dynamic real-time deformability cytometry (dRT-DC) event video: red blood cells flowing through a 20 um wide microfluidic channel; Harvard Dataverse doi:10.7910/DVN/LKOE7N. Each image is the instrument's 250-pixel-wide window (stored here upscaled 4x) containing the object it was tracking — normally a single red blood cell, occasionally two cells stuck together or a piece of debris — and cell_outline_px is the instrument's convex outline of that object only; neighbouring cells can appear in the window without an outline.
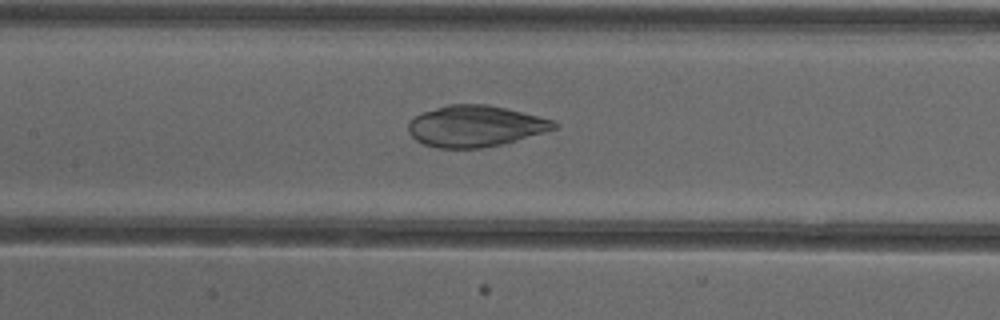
{"species": "common noctule bat (a hibernating species)", "species_latin": "Nyctalus noctula", "temperature_condition": "cold", "stored_images_in_passage": 53, "camera_frame_rate_fps": 3000, "um_per_image_px": 0.085, "animal": {"sex": "female"}, "frame": {"image": 1, "passage_image": 25, "time_ms": 8.0, "image_size_px": [1000, 320], "cell_outline_px": [[560, 124], [556, 128], [544, 132], [516, 140], [500, 144], [480, 148], [436, 148], [424, 144], [416, 140], [408, 132], [408, 120], [420, 112], [448, 104], [488, 104], [552, 120]], "centroid_in_image_um": [40.33, 10.71], "position_along_channel_um": 167.1, "area_um2": 34.91}}
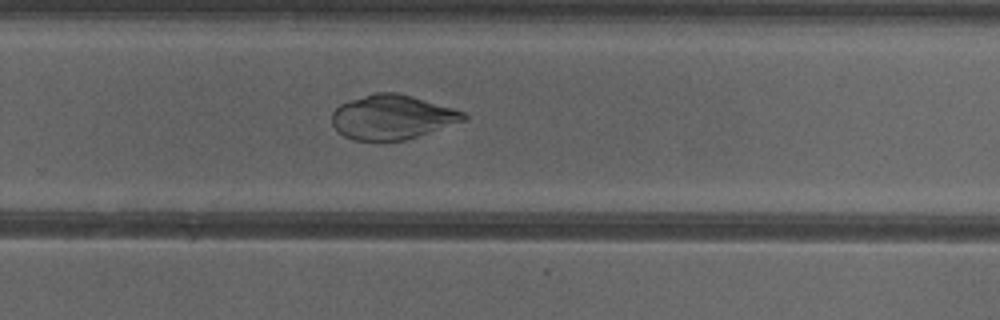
{"frame": {"image": 2, "passage_image": 35, "time_ms": 11.333, "image_size_px": [1000, 320], "cell_outline_px": [[468, 120], [404, 140], [352, 140], [344, 136], [332, 124], [332, 112], [340, 104], [348, 100], [376, 92], [396, 92], [412, 96], [464, 112], [468, 116]], "centroid_in_image_um": [33.32, 9.95], "position_along_channel_um": 296.5, "area_um2": 33.87}}
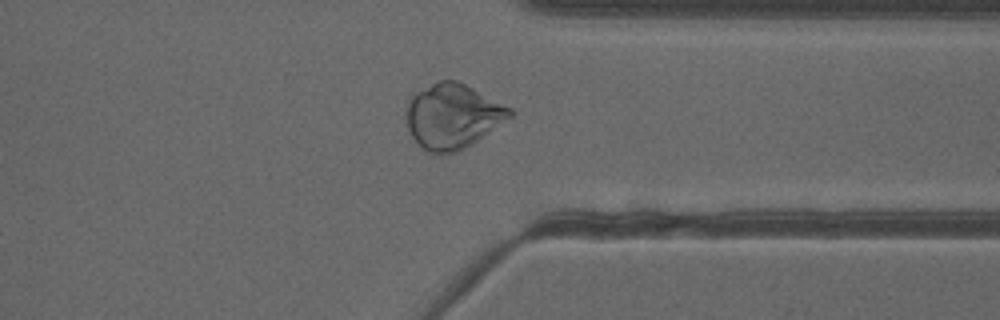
{"frame": {"image": 3, "passage_image": 41, "time_ms": 13.333, "image_size_px": [1000, 320], "cell_outline_px": [[512, 116], [472, 144], [456, 152], [428, 152], [408, 132], [404, 112], [408, 96], [412, 92], [440, 80], [456, 80], [512, 108]], "centroid_in_image_um": [38.41, 9.84], "position_along_channel_um": 373.0, "area_um2": 39.07}}